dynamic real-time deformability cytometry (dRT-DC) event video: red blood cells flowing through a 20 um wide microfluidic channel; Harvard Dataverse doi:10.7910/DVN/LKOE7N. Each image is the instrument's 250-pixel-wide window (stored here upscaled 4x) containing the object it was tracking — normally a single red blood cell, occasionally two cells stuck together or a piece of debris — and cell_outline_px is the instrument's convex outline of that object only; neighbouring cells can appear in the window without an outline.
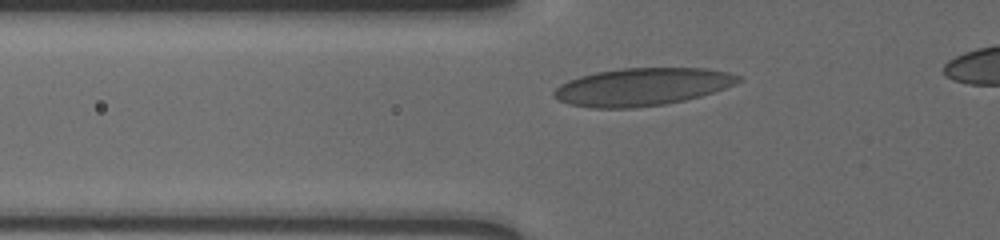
{"species": "human", "species_latin": "Homo sapiens", "temperature_condition": "cold", "stored_images_in_passage": 32, "camera_frame_rate_fps": 3000, "um_per_image_px": 0.085, "donor": {"sex": "male"}, "frame": {"image": 1, "passage_image": 2, "time_ms": 0.333, "image_size_px": [1000, 240], "cell_outline_px": [[744, 80], [724, 88], [700, 96], [684, 100], [664, 104], [632, 108], [592, 108], [568, 104], [552, 96], [552, 92], [560, 84], [568, 80], [580, 76], [596, 72], [620, 68], [708, 68], [728, 72], [744, 76]], "centroid_in_image_um": [54.59, 7.37], "position_along_channel_um": 71.2, "area_um2": 40.63}}
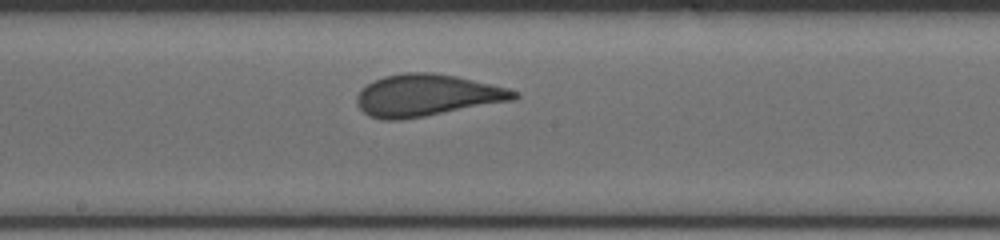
{"frame": {"image": 2, "passage_image": 14, "time_ms": 4.333, "image_size_px": [1000, 240], "cell_outline_px": [[520, 96], [516, 100], [424, 116], [400, 120], [384, 120], [368, 116], [356, 104], [356, 96], [368, 84], [384, 76], [404, 72], [432, 72], [456, 76], [508, 88], [520, 92]], "centroid_in_image_um": [36.31, 8.1], "position_along_channel_um": 211.9, "area_um2": 38.38}}
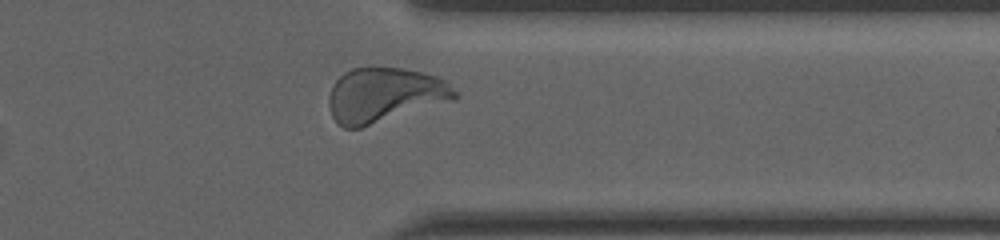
{"frame": {"image": 3, "passage_image": 28, "time_ms": 9.0, "image_size_px": [1000, 240], "cell_outline_px": [[456, 100], [360, 128], [344, 128], [332, 116], [328, 108], [328, 96], [332, 84], [344, 72], [352, 68], [372, 64], [400, 68], [420, 72], [436, 76], [444, 80], [456, 92]], "centroid_in_image_um": [32.65, 8.05], "position_along_channel_um": 378.8, "area_um2": 40.75}}